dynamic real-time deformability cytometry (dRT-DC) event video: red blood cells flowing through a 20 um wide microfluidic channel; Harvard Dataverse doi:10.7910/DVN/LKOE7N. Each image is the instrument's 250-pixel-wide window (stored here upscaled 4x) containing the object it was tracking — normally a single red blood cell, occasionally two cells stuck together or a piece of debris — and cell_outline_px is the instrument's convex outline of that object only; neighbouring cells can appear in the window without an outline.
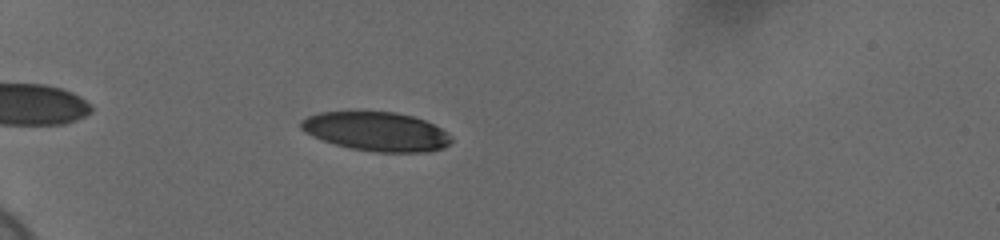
{"species": "human", "species_latin": "Homo sapiens", "temperature_condition": "cold", "stored_images_in_passage": 41, "camera_frame_rate_fps": 3000, "um_per_image_px": 0.085, "donor": {"sex": "female"}, "frame": {"image": 1, "passage_image": 7, "time_ms": 2.0, "image_size_px": [1000, 240], "cell_outline_px": [[452, 140], [444, 148], [424, 152], [376, 152], [352, 148], [336, 144], [312, 136], [304, 132], [300, 128], [300, 120], [308, 116], [320, 112], [396, 112], [412, 116], [424, 120], [448, 132], [452, 136]], "centroid_in_image_um": [32.0, 11.17], "position_along_channel_um": 53.0, "area_um2": 34.04}}
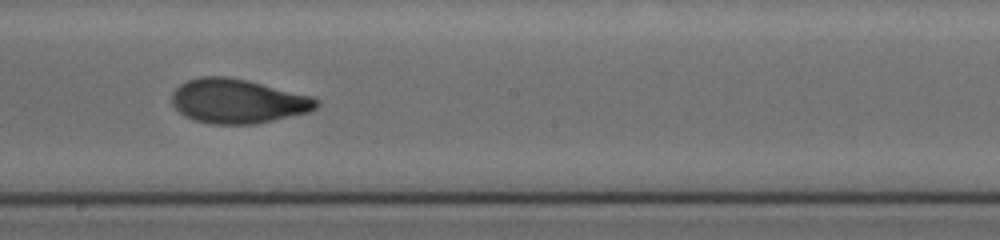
{"frame": {"image": 2, "passage_image": 24, "time_ms": 7.667, "image_size_px": [1000, 240], "cell_outline_px": [[320, 104], [316, 108], [308, 112], [256, 124], [212, 124], [196, 120], [184, 116], [172, 104], [172, 92], [180, 84], [188, 80], [200, 76], [228, 76], [248, 80], [312, 96], [320, 100]], "centroid_in_image_um": [20.22, 8.59], "position_along_channel_um": 228.0, "area_um2": 37.45}}
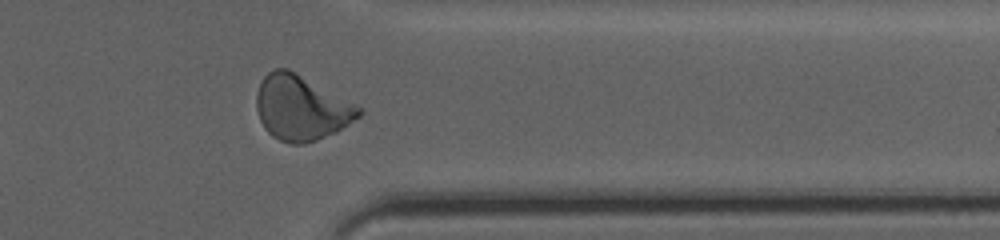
{"frame": {"image": 3, "passage_image": 37, "time_ms": 12.0, "image_size_px": [1000, 240], "cell_outline_px": [[364, 112], [360, 116], [336, 132], [316, 140], [304, 144], [292, 144], [280, 140], [272, 136], [264, 128], [260, 120], [256, 108], [256, 96], [260, 84], [264, 76], [268, 72], [276, 68], [288, 68], [364, 108]], "centroid_in_image_um": [25.61, 9.17], "position_along_channel_um": 385.8, "area_um2": 38.73}, "authors_computed_cell_mechanics": {"area_um2": 36.2984, "velocity_mm_per_s": 3.6827, "shape_relaxation_time_tau1_ms": 4.1069, "shape_relaxation_time_tau2_ms": 1.2017, "deformation_change_tau1": 0.1755, "deformation_change_tau2": 0.066}}